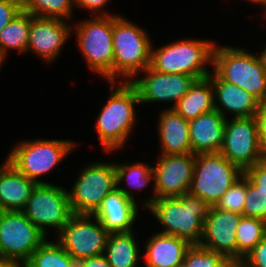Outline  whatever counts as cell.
<instances>
[{"label": "cell", "mask_w": 266, "mask_h": 267, "mask_svg": "<svg viewBox=\"0 0 266 267\" xmlns=\"http://www.w3.org/2000/svg\"><path fill=\"white\" fill-rule=\"evenodd\" d=\"M31 27V14L21 11L0 32V52L6 58L9 49L27 53Z\"/></svg>", "instance_id": "obj_26"}, {"label": "cell", "mask_w": 266, "mask_h": 267, "mask_svg": "<svg viewBox=\"0 0 266 267\" xmlns=\"http://www.w3.org/2000/svg\"><path fill=\"white\" fill-rule=\"evenodd\" d=\"M111 86L110 97L96 121V131L103 149L110 152L122 148L136 122V104L140 99L136 88L130 82H108ZM115 89V90H114Z\"/></svg>", "instance_id": "obj_2"}, {"label": "cell", "mask_w": 266, "mask_h": 267, "mask_svg": "<svg viewBox=\"0 0 266 267\" xmlns=\"http://www.w3.org/2000/svg\"><path fill=\"white\" fill-rule=\"evenodd\" d=\"M75 147L76 143L71 140L21 141L9 152L6 160L28 179L37 184L46 183L38 178L49 173Z\"/></svg>", "instance_id": "obj_8"}, {"label": "cell", "mask_w": 266, "mask_h": 267, "mask_svg": "<svg viewBox=\"0 0 266 267\" xmlns=\"http://www.w3.org/2000/svg\"><path fill=\"white\" fill-rule=\"evenodd\" d=\"M45 240L22 211H0V258L24 265Z\"/></svg>", "instance_id": "obj_11"}, {"label": "cell", "mask_w": 266, "mask_h": 267, "mask_svg": "<svg viewBox=\"0 0 266 267\" xmlns=\"http://www.w3.org/2000/svg\"><path fill=\"white\" fill-rule=\"evenodd\" d=\"M110 0H75V6L83 8V9H88L89 12H94L96 16V12H99L97 16H109L113 14H108L107 12H100L102 11V8H105V5L107 6V2Z\"/></svg>", "instance_id": "obj_38"}, {"label": "cell", "mask_w": 266, "mask_h": 267, "mask_svg": "<svg viewBox=\"0 0 266 267\" xmlns=\"http://www.w3.org/2000/svg\"><path fill=\"white\" fill-rule=\"evenodd\" d=\"M226 119L216 109L189 121V137L193 154L219 153Z\"/></svg>", "instance_id": "obj_20"}, {"label": "cell", "mask_w": 266, "mask_h": 267, "mask_svg": "<svg viewBox=\"0 0 266 267\" xmlns=\"http://www.w3.org/2000/svg\"><path fill=\"white\" fill-rule=\"evenodd\" d=\"M242 214L211 206L204 221V232L199 243L205 249L221 253L237 264L236 229Z\"/></svg>", "instance_id": "obj_16"}, {"label": "cell", "mask_w": 266, "mask_h": 267, "mask_svg": "<svg viewBox=\"0 0 266 267\" xmlns=\"http://www.w3.org/2000/svg\"><path fill=\"white\" fill-rule=\"evenodd\" d=\"M135 238L132 231L109 233L103 255L112 267H137L142 256Z\"/></svg>", "instance_id": "obj_25"}, {"label": "cell", "mask_w": 266, "mask_h": 267, "mask_svg": "<svg viewBox=\"0 0 266 267\" xmlns=\"http://www.w3.org/2000/svg\"><path fill=\"white\" fill-rule=\"evenodd\" d=\"M143 72L144 78L130 81L137 90L140 102H174L171 109L198 80L191 75L157 72L150 66Z\"/></svg>", "instance_id": "obj_15"}, {"label": "cell", "mask_w": 266, "mask_h": 267, "mask_svg": "<svg viewBox=\"0 0 266 267\" xmlns=\"http://www.w3.org/2000/svg\"><path fill=\"white\" fill-rule=\"evenodd\" d=\"M71 28L63 19L31 15L27 52H34L46 62H52L58 57L65 41L70 38Z\"/></svg>", "instance_id": "obj_17"}, {"label": "cell", "mask_w": 266, "mask_h": 267, "mask_svg": "<svg viewBox=\"0 0 266 267\" xmlns=\"http://www.w3.org/2000/svg\"><path fill=\"white\" fill-rule=\"evenodd\" d=\"M213 72L220 80L235 84L266 103V70L259 55L230 46H216L213 51Z\"/></svg>", "instance_id": "obj_3"}, {"label": "cell", "mask_w": 266, "mask_h": 267, "mask_svg": "<svg viewBox=\"0 0 266 267\" xmlns=\"http://www.w3.org/2000/svg\"><path fill=\"white\" fill-rule=\"evenodd\" d=\"M210 207L201 198L187 192L180 197L156 199L147 209L163 225L164 230L160 233L186 239L193 245L202 240Z\"/></svg>", "instance_id": "obj_1"}, {"label": "cell", "mask_w": 266, "mask_h": 267, "mask_svg": "<svg viewBox=\"0 0 266 267\" xmlns=\"http://www.w3.org/2000/svg\"><path fill=\"white\" fill-rule=\"evenodd\" d=\"M245 199L242 215L266 221V192L261 191L247 177Z\"/></svg>", "instance_id": "obj_33"}, {"label": "cell", "mask_w": 266, "mask_h": 267, "mask_svg": "<svg viewBox=\"0 0 266 267\" xmlns=\"http://www.w3.org/2000/svg\"><path fill=\"white\" fill-rule=\"evenodd\" d=\"M227 257L221 253L203 248L199 244H193L187 250L182 267H233Z\"/></svg>", "instance_id": "obj_31"}, {"label": "cell", "mask_w": 266, "mask_h": 267, "mask_svg": "<svg viewBox=\"0 0 266 267\" xmlns=\"http://www.w3.org/2000/svg\"><path fill=\"white\" fill-rule=\"evenodd\" d=\"M116 169L117 186L121 185L125 178L129 187L141 190L154 179L153 166L144 163L134 164H117L114 162Z\"/></svg>", "instance_id": "obj_30"}, {"label": "cell", "mask_w": 266, "mask_h": 267, "mask_svg": "<svg viewBox=\"0 0 266 267\" xmlns=\"http://www.w3.org/2000/svg\"><path fill=\"white\" fill-rule=\"evenodd\" d=\"M0 267H24L20 262L0 258Z\"/></svg>", "instance_id": "obj_40"}, {"label": "cell", "mask_w": 266, "mask_h": 267, "mask_svg": "<svg viewBox=\"0 0 266 267\" xmlns=\"http://www.w3.org/2000/svg\"><path fill=\"white\" fill-rule=\"evenodd\" d=\"M36 184L5 160L0 167V211H22Z\"/></svg>", "instance_id": "obj_22"}, {"label": "cell", "mask_w": 266, "mask_h": 267, "mask_svg": "<svg viewBox=\"0 0 266 267\" xmlns=\"http://www.w3.org/2000/svg\"><path fill=\"white\" fill-rule=\"evenodd\" d=\"M243 267H266V236L244 257Z\"/></svg>", "instance_id": "obj_34"}, {"label": "cell", "mask_w": 266, "mask_h": 267, "mask_svg": "<svg viewBox=\"0 0 266 267\" xmlns=\"http://www.w3.org/2000/svg\"><path fill=\"white\" fill-rule=\"evenodd\" d=\"M75 25L77 44L89 69L113 81V15L94 16Z\"/></svg>", "instance_id": "obj_7"}, {"label": "cell", "mask_w": 266, "mask_h": 267, "mask_svg": "<svg viewBox=\"0 0 266 267\" xmlns=\"http://www.w3.org/2000/svg\"><path fill=\"white\" fill-rule=\"evenodd\" d=\"M259 57L263 63V66L265 67V70H266V47L264 48V50L262 52L259 53Z\"/></svg>", "instance_id": "obj_41"}, {"label": "cell", "mask_w": 266, "mask_h": 267, "mask_svg": "<svg viewBox=\"0 0 266 267\" xmlns=\"http://www.w3.org/2000/svg\"><path fill=\"white\" fill-rule=\"evenodd\" d=\"M24 267H77V261L57 241L45 240L32 254Z\"/></svg>", "instance_id": "obj_27"}, {"label": "cell", "mask_w": 266, "mask_h": 267, "mask_svg": "<svg viewBox=\"0 0 266 267\" xmlns=\"http://www.w3.org/2000/svg\"><path fill=\"white\" fill-rule=\"evenodd\" d=\"M4 60H5V57L0 52V67H1L2 63L4 62Z\"/></svg>", "instance_id": "obj_43"}, {"label": "cell", "mask_w": 266, "mask_h": 267, "mask_svg": "<svg viewBox=\"0 0 266 267\" xmlns=\"http://www.w3.org/2000/svg\"><path fill=\"white\" fill-rule=\"evenodd\" d=\"M233 267H243L241 264H234Z\"/></svg>", "instance_id": "obj_44"}, {"label": "cell", "mask_w": 266, "mask_h": 267, "mask_svg": "<svg viewBox=\"0 0 266 267\" xmlns=\"http://www.w3.org/2000/svg\"><path fill=\"white\" fill-rule=\"evenodd\" d=\"M113 82L118 76L124 82L150 66L151 40L145 30L123 16L113 15Z\"/></svg>", "instance_id": "obj_4"}, {"label": "cell", "mask_w": 266, "mask_h": 267, "mask_svg": "<svg viewBox=\"0 0 266 267\" xmlns=\"http://www.w3.org/2000/svg\"><path fill=\"white\" fill-rule=\"evenodd\" d=\"M214 100L212 81L207 77L197 80L173 109L190 121L203 113L215 110Z\"/></svg>", "instance_id": "obj_24"}, {"label": "cell", "mask_w": 266, "mask_h": 267, "mask_svg": "<svg viewBox=\"0 0 266 267\" xmlns=\"http://www.w3.org/2000/svg\"><path fill=\"white\" fill-rule=\"evenodd\" d=\"M160 156L153 167L155 195L145 201L147 208L156 199L180 197L189 192L191 187L196 155L187 153Z\"/></svg>", "instance_id": "obj_14"}, {"label": "cell", "mask_w": 266, "mask_h": 267, "mask_svg": "<svg viewBox=\"0 0 266 267\" xmlns=\"http://www.w3.org/2000/svg\"><path fill=\"white\" fill-rule=\"evenodd\" d=\"M246 176L243 174L216 203L218 209L242 214L246 201Z\"/></svg>", "instance_id": "obj_32"}, {"label": "cell", "mask_w": 266, "mask_h": 267, "mask_svg": "<svg viewBox=\"0 0 266 267\" xmlns=\"http://www.w3.org/2000/svg\"><path fill=\"white\" fill-rule=\"evenodd\" d=\"M215 43L208 40L185 39L171 42L160 48H151L150 67L162 73L191 75L198 80L211 73L207 63H213Z\"/></svg>", "instance_id": "obj_5"}, {"label": "cell", "mask_w": 266, "mask_h": 267, "mask_svg": "<svg viewBox=\"0 0 266 267\" xmlns=\"http://www.w3.org/2000/svg\"><path fill=\"white\" fill-rule=\"evenodd\" d=\"M22 212L46 237L47 227L60 233L73 215L68 191L50 183L36 184Z\"/></svg>", "instance_id": "obj_10"}, {"label": "cell", "mask_w": 266, "mask_h": 267, "mask_svg": "<svg viewBox=\"0 0 266 267\" xmlns=\"http://www.w3.org/2000/svg\"><path fill=\"white\" fill-rule=\"evenodd\" d=\"M249 2H253L254 4L257 3L258 5L262 6L264 5V7L266 8V0H249Z\"/></svg>", "instance_id": "obj_42"}, {"label": "cell", "mask_w": 266, "mask_h": 267, "mask_svg": "<svg viewBox=\"0 0 266 267\" xmlns=\"http://www.w3.org/2000/svg\"><path fill=\"white\" fill-rule=\"evenodd\" d=\"M244 175L261 191L266 192V158L245 169Z\"/></svg>", "instance_id": "obj_36"}, {"label": "cell", "mask_w": 266, "mask_h": 267, "mask_svg": "<svg viewBox=\"0 0 266 267\" xmlns=\"http://www.w3.org/2000/svg\"><path fill=\"white\" fill-rule=\"evenodd\" d=\"M231 163L243 171L263 158L259 143L256 117L226 118L222 147L219 151Z\"/></svg>", "instance_id": "obj_13"}, {"label": "cell", "mask_w": 266, "mask_h": 267, "mask_svg": "<svg viewBox=\"0 0 266 267\" xmlns=\"http://www.w3.org/2000/svg\"><path fill=\"white\" fill-rule=\"evenodd\" d=\"M146 243V267H182L191 243L186 239L160 232L152 235Z\"/></svg>", "instance_id": "obj_21"}, {"label": "cell", "mask_w": 266, "mask_h": 267, "mask_svg": "<svg viewBox=\"0 0 266 267\" xmlns=\"http://www.w3.org/2000/svg\"><path fill=\"white\" fill-rule=\"evenodd\" d=\"M161 155L192 153L189 137V121L174 109H164L158 120Z\"/></svg>", "instance_id": "obj_23"}, {"label": "cell", "mask_w": 266, "mask_h": 267, "mask_svg": "<svg viewBox=\"0 0 266 267\" xmlns=\"http://www.w3.org/2000/svg\"><path fill=\"white\" fill-rule=\"evenodd\" d=\"M21 11V0H0V32Z\"/></svg>", "instance_id": "obj_35"}, {"label": "cell", "mask_w": 266, "mask_h": 267, "mask_svg": "<svg viewBox=\"0 0 266 267\" xmlns=\"http://www.w3.org/2000/svg\"><path fill=\"white\" fill-rule=\"evenodd\" d=\"M75 0H21V9L32 16L66 20L72 15Z\"/></svg>", "instance_id": "obj_29"}, {"label": "cell", "mask_w": 266, "mask_h": 267, "mask_svg": "<svg viewBox=\"0 0 266 267\" xmlns=\"http://www.w3.org/2000/svg\"><path fill=\"white\" fill-rule=\"evenodd\" d=\"M237 264L266 236V221L242 217L236 229Z\"/></svg>", "instance_id": "obj_28"}, {"label": "cell", "mask_w": 266, "mask_h": 267, "mask_svg": "<svg viewBox=\"0 0 266 267\" xmlns=\"http://www.w3.org/2000/svg\"><path fill=\"white\" fill-rule=\"evenodd\" d=\"M255 117L258 124L260 147L264 158H266V103L260 105L259 111Z\"/></svg>", "instance_id": "obj_37"}, {"label": "cell", "mask_w": 266, "mask_h": 267, "mask_svg": "<svg viewBox=\"0 0 266 267\" xmlns=\"http://www.w3.org/2000/svg\"><path fill=\"white\" fill-rule=\"evenodd\" d=\"M58 235L56 240L67 253L79 261L103 254L109 232L95 216L73 214Z\"/></svg>", "instance_id": "obj_12"}, {"label": "cell", "mask_w": 266, "mask_h": 267, "mask_svg": "<svg viewBox=\"0 0 266 267\" xmlns=\"http://www.w3.org/2000/svg\"><path fill=\"white\" fill-rule=\"evenodd\" d=\"M134 194L126 188H117L108 194L93 214L109 233L130 232L138 215Z\"/></svg>", "instance_id": "obj_18"}, {"label": "cell", "mask_w": 266, "mask_h": 267, "mask_svg": "<svg viewBox=\"0 0 266 267\" xmlns=\"http://www.w3.org/2000/svg\"><path fill=\"white\" fill-rule=\"evenodd\" d=\"M214 90V106L226 119L225 111L233 118H250L256 116L261 103L243 88L220 80L214 73L208 76ZM218 102V104H216ZM220 104V105H219ZM225 110V111H224Z\"/></svg>", "instance_id": "obj_19"}, {"label": "cell", "mask_w": 266, "mask_h": 267, "mask_svg": "<svg viewBox=\"0 0 266 267\" xmlns=\"http://www.w3.org/2000/svg\"><path fill=\"white\" fill-rule=\"evenodd\" d=\"M244 174L221 153L196 154L189 192L209 206H215L224 193Z\"/></svg>", "instance_id": "obj_6"}, {"label": "cell", "mask_w": 266, "mask_h": 267, "mask_svg": "<svg viewBox=\"0 0 266 267\" xmlns=\"http://www.w3.org/2000/svg\"><path fill=\"white\" fill-rule=\"evenodd\" d=\"M117 188L114 163L87 164L68 192L73 214L93 215L102 200Z\"/></svg>", "instance_id": "obj_9"}, {"label": "cell", "mask_w": 266, "mask_h": 267, "mask_svg": "<svg viewBox=\"0 0 266 267\" xmlns=\"http://www.w3.org/2000/svg\"><path fill=\"white\" fill-rule=\"evenodd\" d=\"M77 267H112L103 254L77 261Z\"/></svg>", "instance_id": "obj_39"}]
</instances>
